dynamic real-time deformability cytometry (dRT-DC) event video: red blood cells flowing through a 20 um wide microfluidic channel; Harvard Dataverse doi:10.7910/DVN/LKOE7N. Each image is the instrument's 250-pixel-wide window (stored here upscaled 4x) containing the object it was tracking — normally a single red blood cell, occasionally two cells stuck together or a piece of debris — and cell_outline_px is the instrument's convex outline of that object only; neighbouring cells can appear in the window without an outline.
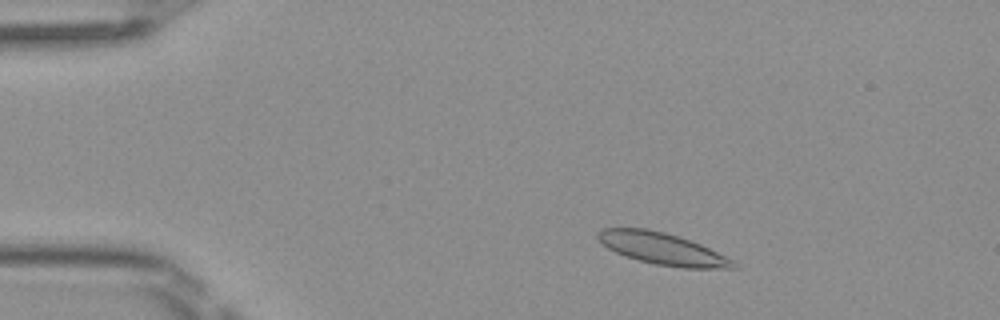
{"species": "Egyptian fruit bat (a non-hibernating species)", "species_latin": "Rousettus aegyptiacus", "temperature_condition": "room temperature", "stored_images_in_passage": 47, "camera_frame_rate_fps": 3000, "um_per_image_px": 0.085, "frame": {"image": 1, "passage_image": 6, "time_ms": 1.667, "image_size_px": [1000, 320], "cell_outline_px": [[740, 268], [684, 268], [656, 264], [624, 256], [608, 248], [596, 236], [596, 232], [604, 228], [648, 228], [664, 232], [700, 244], [732, 260]], "centroid_in_image_um": [56.27, 21.14], "position_along_channel_um": 28.7, "area_um2": 24.68}}
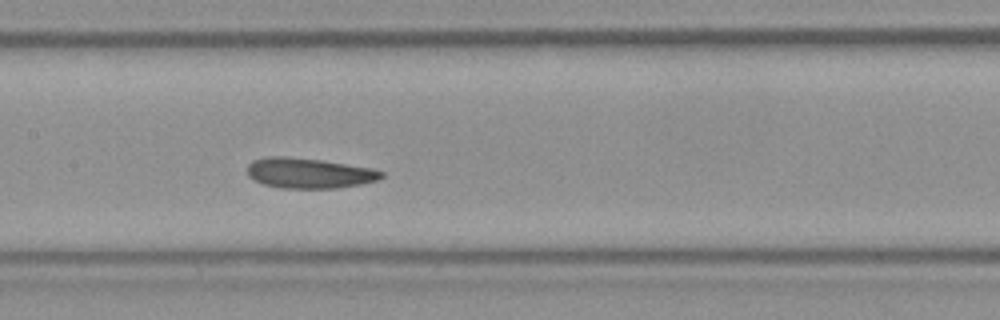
{"frame": {"image": 2, "passage_image": 22, "time_ms": 7.0, "image_size_px": [1000, 320], "cell_outline_px": [[384, 176], [376, 180], [360, 184], [336, 188], [280, 188], [264, 184], [248, 176], [248, 164], [252, 160], [264, 156], [284, 156], [320, 160], [372, 168], [384, 172]], "centroid_in_image_um": [26.24, 14.71], "position_along_channel_um": 181.2, "area_um2": 23.58}}
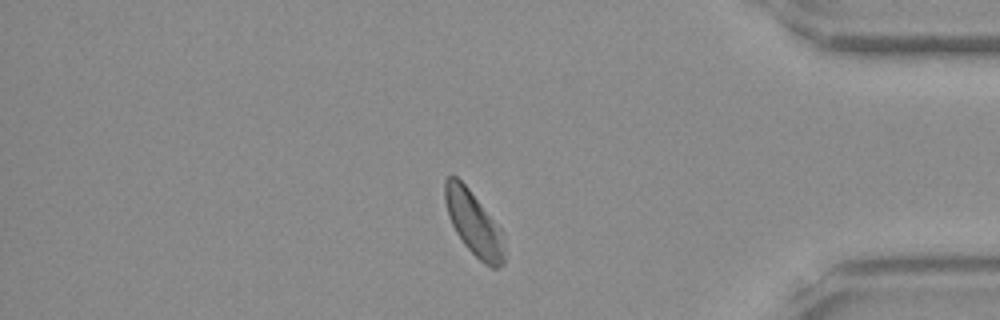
{"frame": {"image": 3, "passage_image": 40, "time_ms": 13.0, "image_size_px": [1000, 320], "cell_outline_px": [[504, 264], [500, 268], [492, 268], [484, 264], [464, 244], [456, 232], [448, 216], [444, 200], [444, 180], [452, 172], [468, 188], [500, 228], [504, 256]], "centroid_in_image_um": [40.23, 18.96], "position_along_channel_um": 395.0, "area_um2": 21.91}, "authors_computed_cell_mechanics": {"area_um2": 23.5824, "velocity_mm_per_s": 4.032, "shape_relaxation_time_tau1_ms": 2.8592, "shape_relaxation_time_tau2_ms": 1.2353, "deformation_change_tau1": 0.0737, "deformation_change_tau2": 0.0564}}